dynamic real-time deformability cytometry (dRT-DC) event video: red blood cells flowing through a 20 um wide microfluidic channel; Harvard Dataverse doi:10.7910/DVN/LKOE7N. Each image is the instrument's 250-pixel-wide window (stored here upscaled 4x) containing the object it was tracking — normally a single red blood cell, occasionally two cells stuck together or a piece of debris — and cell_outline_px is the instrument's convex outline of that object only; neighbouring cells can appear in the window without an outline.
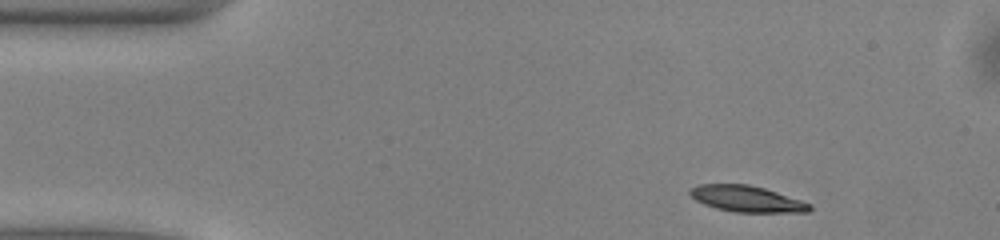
{"species": "common noctule bat (a hibernating species)", "species_latin": "Nyctalus noctula", "temperature_condition": "warm", "stored_images_in_passage": 47, "camera_frame_rate_fps": 3000, "um_per_image_px": 0.085, "animal": {"sex": "male", "body_mass_g": 13.0, "forearm_length_mm": 53.1}, "frame": {"image": 1, "passage_image": 3, "time_ms": 0.667, "image_size_px": [1000, 240], "cell_outline_px": [[812, 208], [808, 212], [736, 212], [716, 208], [704, 204], [696, 200], [688, 192], [688, 188], [696, 184], [748, 184], [764, 188], [812, 204]], "centroid_in_image_um": [63.44, 16.89], "position_along_channel_um": 21.6, "area_um2": 18.21}}
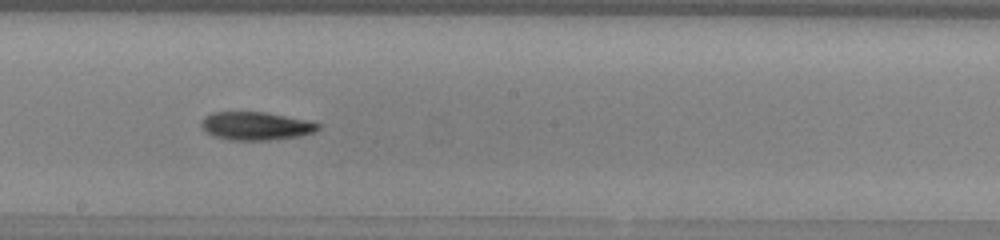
{"frame": {"image": 2, "passage_image": 24, "time_ms": 7.667, "image_size_px": [1000, 240], "cell_outline_px": [[320, 128], [316, 132], [300, 136], [268, 140], [228, 140], [212, 136], [200, 124], [200, 120], [204, 116], [212, 112], [264, 112], [312, 120], [320, 124]], "centroid_in_image_um": [21.78, 10.7], "position_along_channel_um": 226.4, "area_um2": 19.48}}
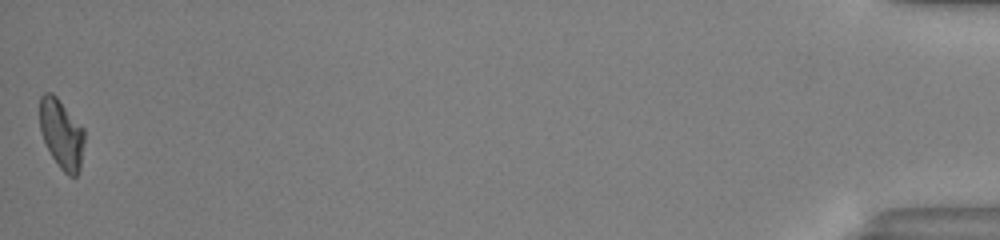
{"frame": {"image": 3, "passage_image": 47, "time_ms": 15.333, "image_size_px": [1000, 240], "cell_outline_px": [[84, 144], [80, 168], [76, 176], [68, 176], [60, 168], [52, 156], [40, 132], [40, 96], [44, 92], [52, 92], [56, 96], [84, 128]], "centroid_in_image_um": [5.23, 11.37], "position_along_channel_um": 430.0, "area_um2": 18.03}, "authors_computed_cell_mechanics": {"area_um2": 18.7272, "velocity_mm_per_s": 4.0221, "shape_relaxation_time_tau1_ms": 3.0986, "shape_relaxation_time_tau2_ms": null, "deformation_change_tau1": 0.1254, "deformation_change_tau2": null}}